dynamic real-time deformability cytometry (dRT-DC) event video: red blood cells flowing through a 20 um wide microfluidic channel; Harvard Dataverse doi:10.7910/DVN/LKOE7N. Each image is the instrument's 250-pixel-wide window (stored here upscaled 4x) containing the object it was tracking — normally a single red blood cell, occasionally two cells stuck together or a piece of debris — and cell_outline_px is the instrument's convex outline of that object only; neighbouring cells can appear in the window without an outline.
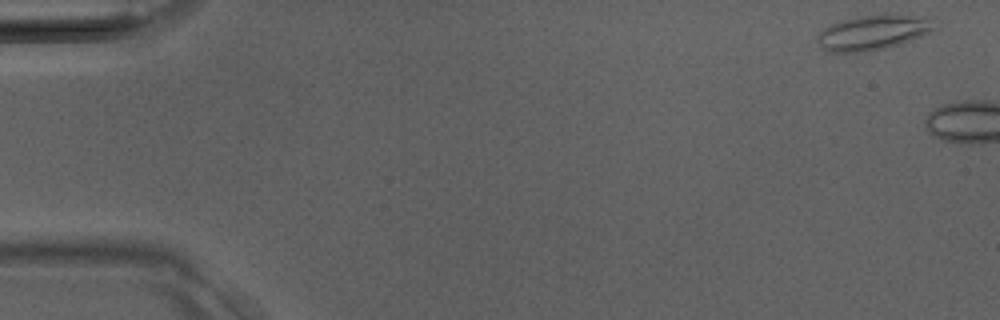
{"species": "Egyptian fruit bat (a non-hibernating species)", "species_latin": "Rousettus aegyptiacus", "temperature_condition": "room temperature", "stored_images_in_passage": 3, "camera_frame_rate_fps": 3000, "um_per_image_px": 0.085, "animal": {"sex": "male"}, "frame": {"image": 1, "passage_image": 1, "time_ms": 0.0, "image_size_px": [1000, 320], "cell_outline_px": [[932, 28], [928, 32], [920, 36], [900, 44], [884, 48], [864, 52], [824, 52], [820, 48], [816, 40], [816, 36], [824, 28], [832, 24], [844, 20], [860, 16], [928, 16]], "centroid_in_image_um": [74.08, 2.81], "position_along_channel_um": 10.9, "area_um2": 23.06}}